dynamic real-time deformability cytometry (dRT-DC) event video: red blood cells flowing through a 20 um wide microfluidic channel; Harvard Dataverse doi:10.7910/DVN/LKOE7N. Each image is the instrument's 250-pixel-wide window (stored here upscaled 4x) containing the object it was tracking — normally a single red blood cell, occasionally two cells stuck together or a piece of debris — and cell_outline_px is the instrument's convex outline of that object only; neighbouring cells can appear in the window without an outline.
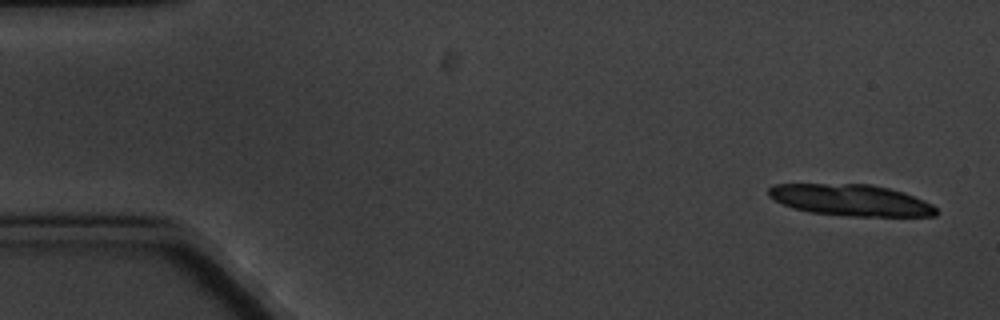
{"species": "common noctule bat (a hibernating species)", "species_latin": "Nyctalus noctula", "temperature_condition": "cold", "stored_images_in_passage": 10, "camera_frame_rate_fps": 3000, "um_per_image_px": 0.085, "animal": {"sex": "male", "body_mass_g": 20.1, "forearm_length_mm": 53.5}, "frame": {"image": 1, "passage_image": 1, "time_ms": 0.0, "image_size_px": [1000, 320], "cell_outline_px": [[936, 216], [848, 216], [808, 212], [792, 208], [768, 196], [768, 188], [776, 184], [872, 184], [904, 192], [924, 200], [932, 204], [936, 208]], "centroid_in_image_um": [72.32, 17.01], "position_along_channel_um": 12.7, "area_um2": 30.69}}
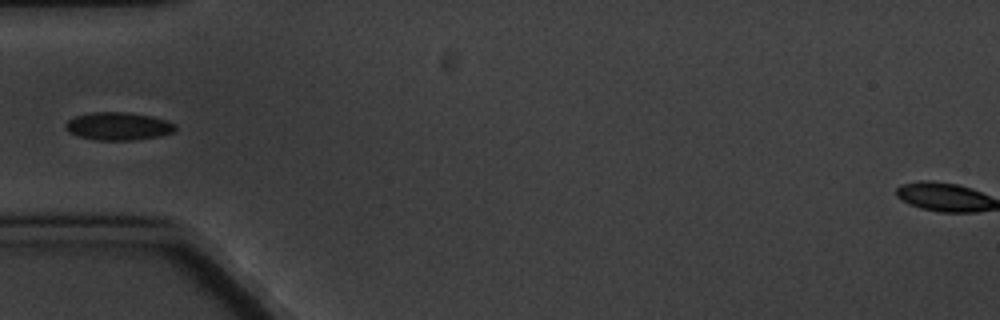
{"frame": {"image": 2, "passage_image": 6, "time_ms": 5.667, "image_size_px": [1000, 320], "cell_outline_px": [[176, 128], [172, 132], [160, 136], [136, 140], [96, 140], [80, 136], [68, 132], [64, 128], [64, 124], [68, 120], [76, 116], [92, 112], [128, 112], [152, 116], [176, 124]], "centroid_in_image_um": [10.04, 10.73], "position_along_channel_um": 75.0, "area_um2": 17.86}}